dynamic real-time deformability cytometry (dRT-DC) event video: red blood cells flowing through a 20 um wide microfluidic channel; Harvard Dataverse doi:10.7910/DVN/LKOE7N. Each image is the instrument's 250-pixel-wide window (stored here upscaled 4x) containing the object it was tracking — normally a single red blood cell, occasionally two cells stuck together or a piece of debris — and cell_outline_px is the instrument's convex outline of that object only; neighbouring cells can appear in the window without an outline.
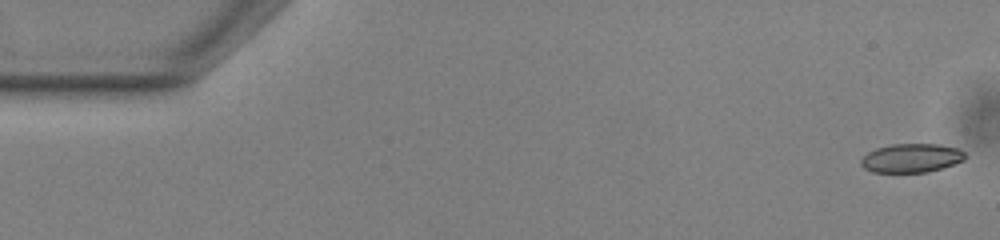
{"species": "common noctule bat (a hibernating species)", "species_latin": "Nyctalus noctula", "temperature_condition": "warm", "stored_images_in_passage": 53, "camera_frame_rate_fps": 3000, "um_per_image_px": 0.085, "animal": {"sex": "male", "body_mass_g": 13.0, "forearm_length_mm": 53.1}, "frame": {"image": 1, "passage_image": 1, "time_ms": 0.0, "image_size_px": [1000, 240], "cell_outline_px": [[964, 160], [928, 172], [872, 172], [864, 168], [860, 164], [860, 160], [868, 152], [876, 148], [892, 144], [940, 144], [956, 148], [964, 152]], "centroid_in_image_um": [77.42, 13.43], "position_along_channel_um": 7.6, "area_um2": 17.34}}
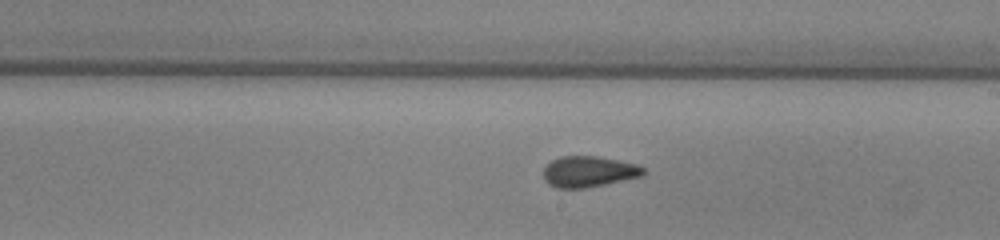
{"frame": {"image": 2, "passage_image": 30, "time_ms": 9.667, "image_size_px": [1000, 240], "cell_outline_px": [[644, 176], [584, 188], [556, 188], [548, 184], [544, 180], [544, 168], [552, 160], [560, 156], [596, 156], [636, 164], [644, 168]], "centroid_in_image_um": [50.02, 14.59], "position_along_channel_um": 239.0, "area_um2": 17.92}}
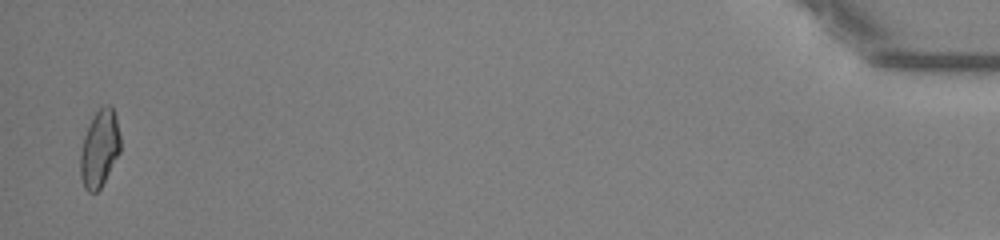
{"frame": {"image": 3, "passage_image": 52, "time_ms": 17.0, "image_size_px": [1000, 240], "cell_outline_px": [[120, 152], [100, 188], [96, 192], [88, 192], [84, 188], [80, 176], [80, 152], [84, 136], [96, 112], [104, 104], [112, 104], [116, 116], [120, 136]], "centroid_in_image_um": [8.46, 12.62], "position_along_channel_um": 426.7, "area_um2": 17.92}, "authors_computed_cell_mechanics": {"area_um2": 18.1492, "velocity_mm_per_s": 3.864, "shape_relaxation_time_tau1_ms": 9.9242, "shape_relaxation_time_tau2_ms": 1.5066, "deformation_change_tau1": 0.1814, "deformation_change_tau2": 0.0809}}